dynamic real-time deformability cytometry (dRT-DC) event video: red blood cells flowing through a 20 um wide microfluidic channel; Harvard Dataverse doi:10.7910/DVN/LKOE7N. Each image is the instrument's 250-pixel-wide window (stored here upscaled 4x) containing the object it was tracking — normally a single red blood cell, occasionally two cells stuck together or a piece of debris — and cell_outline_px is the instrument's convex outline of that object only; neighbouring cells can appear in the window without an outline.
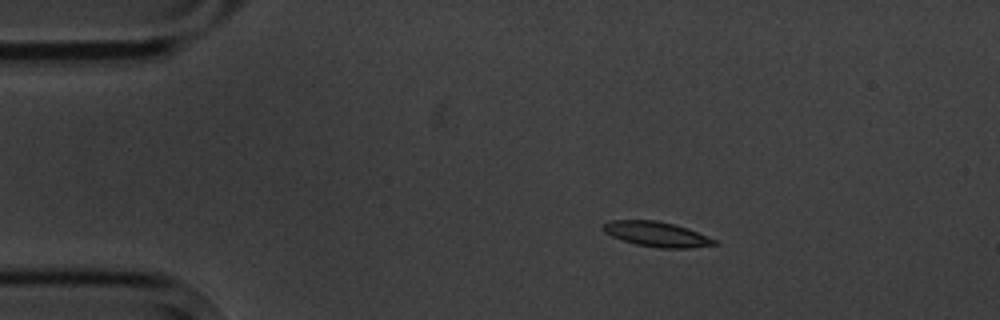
{"species": "common noctule bat (a hibernating species)", "species_latin": "Nyctalus noctula", "temperature_condition": "cold", "stored_images_in_passage": 5, "camera_frame_rate_fps": 3000, "um_per_image_px": 0.085, "animal": {"sex": "male", "body_mass_g": 20.1, "forearm_length_mm": 53.5}, "frame": {"image": 1, "passage_image": 2, "time_ms": 1.333, "image_size_px": [1000, 320], "cell_outline_px": [[720, 244], [692, 248], [660, 248], [636, 244], [612, 236], [604, 232], [600, 228], [604, 224], [612, 220], [656, 220], [688, 228], [716, 240]], "centroid_in_image_um": [55.83, 19.91], "position_along_channel_um": 29.2, "area_um2": 16.13}}
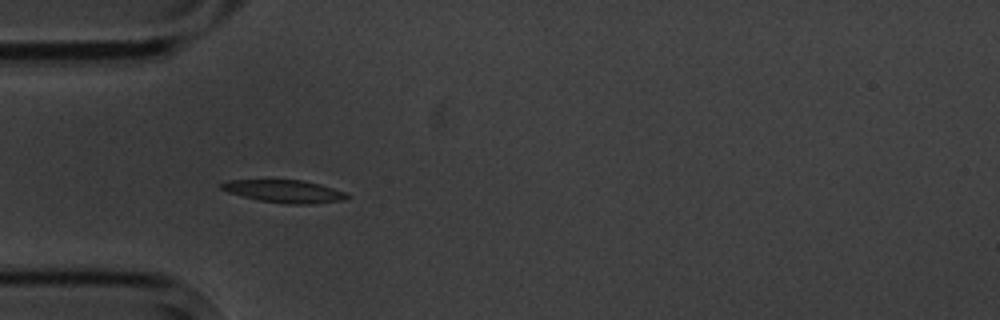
{"frame": {"image": 2, "passage_image": 4, "time_ms": 3.667, "image_size_px": [1000, 320], "cell_outline_px": [[348, 196], [344, 200], [308, 204], [288, 204], [256, 200], [228, 192], [220, 188], [220, 184], [228, 180], [300, 180], [320, 184], [344, 192]], "centroid_in_image_um": [24.12, 16.26], "position_along_channel_um": 60.9, "area_um2": 16.42}}
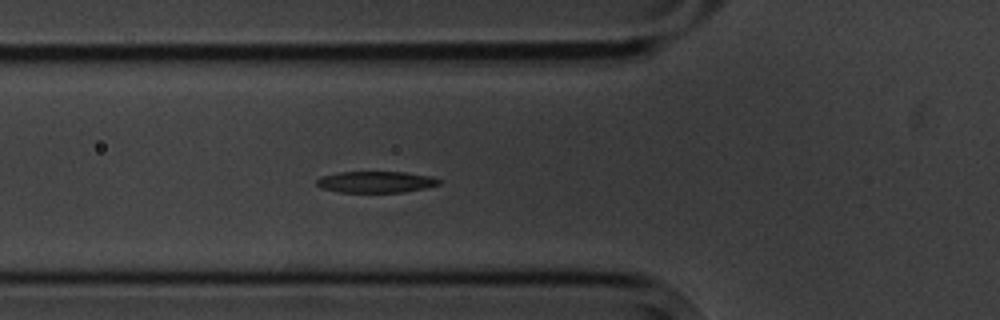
{"frame": {"image": 3, "passage_image": 5, "time_ms": 4.667, "image_size_px": [1000, 320], "cell_outline_px": [[440, 184], [424, 188], [404, 192], [340, 192], [320, 188], [316, 184], [316, 180], [320, 176], [336, 172], [404, 172], [432, 176], [440, 180]], "centroid_in_image_um": [31.91, 15.46], "position_along_channel_um": 93.9, "area_um2": 15.32}}